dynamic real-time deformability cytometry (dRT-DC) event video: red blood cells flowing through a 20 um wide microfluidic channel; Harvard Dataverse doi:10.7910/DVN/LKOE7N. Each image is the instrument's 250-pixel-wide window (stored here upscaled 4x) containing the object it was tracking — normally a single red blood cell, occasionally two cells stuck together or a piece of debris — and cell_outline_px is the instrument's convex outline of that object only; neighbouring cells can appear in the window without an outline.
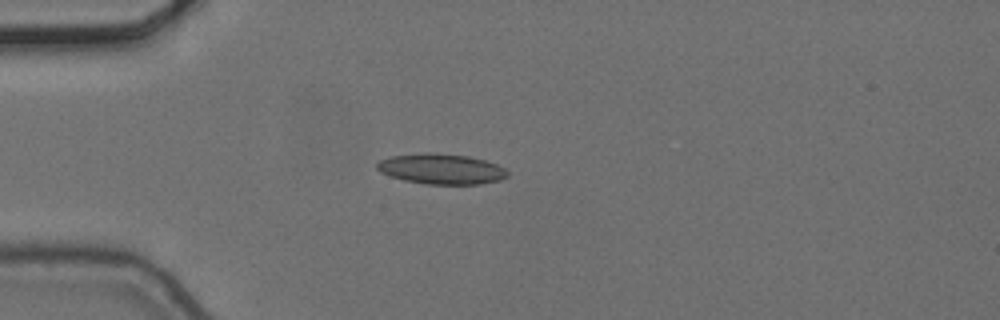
{"species": "common noctule bat (a hibernating species)", "species_latin": "Nyctalus noctula", "temperature_condition": "cold", "stored_images_in_passage": 4, "camera_frame_rate_fps": 3000, "um_per_image_px": 0.085, "animal": {"sex": "female", "body_mass_g": 24.6, "forearm_length_mm": 56.2}, "frame": {"image": 1, "passage_image": 2, "time_ms": 0.333, "image_size_px": [1000, 320], "cell_outline_px": [[508, 176], [500, 180], [480, 184], [428, 184], [404, 180], [380, 172], [376, 168], [376, 164], [380, 160], [388, 156], [424, 152], [432, 152], [468, 156], [484, 160], [496, 164], [504, 168], [508, 172]], "centroid_in_image_um": [37.49, 14.35], "position_along_channel_um": 47.5, "area_um2": 23.18}}
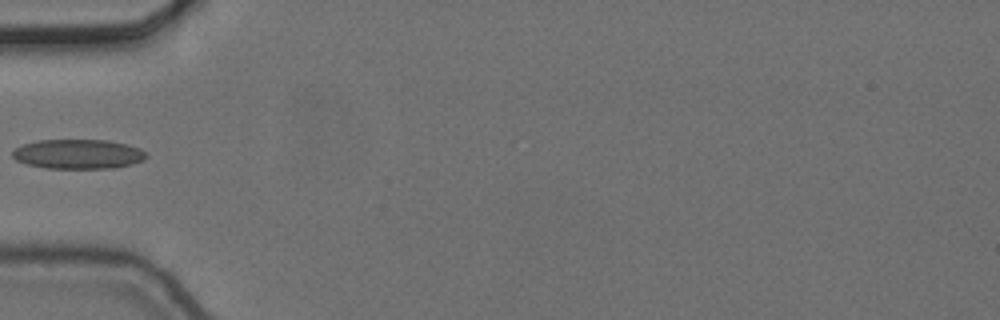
{"frame": {"image": 2, "passage_image": 3, "time_ms": 0.667, "image_size_px": [1000, 320], "cell_outline_px": [[148, 156], [144, 160], [112, 168], [44, 168], [28, 164], [16, 160], [12, 156], [12, 152], [16, 148], [24, 144], [40, 140], [108, 140], [128, 144], [140, 148]], "centroid_in_image_um": [6.65, 13.09], "position_along_channel_um": 78.4, "area_um2": 22.89}}
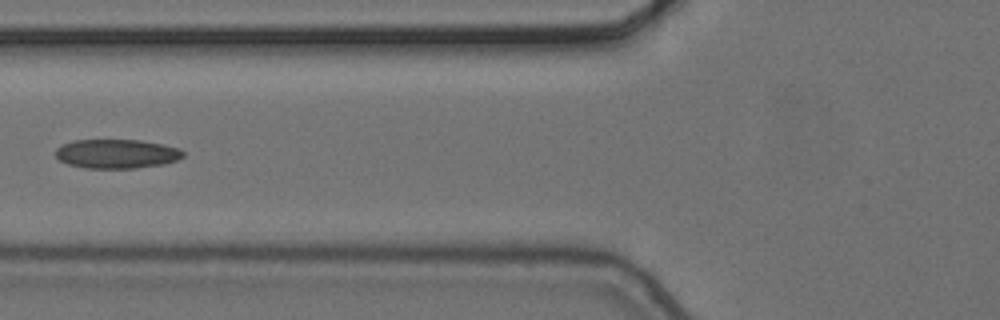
{"frame": {"image": 3, "passage_image": 4, "time_ms": 1.0, "image_size_px": [1000, 320], "cell_outline_px": [[184, 156], [176, 160], [164, 164], [136, 168], [84, 168], [68, 164], [60, 160], [56, 156], [56, 148], [72, 140], [140, 140], [180, 148], [184, 152]], "centroid_in_image_um": [9.92, 13.07], "position_along_channel_um": 115.9, "area_um2": 21.62}}